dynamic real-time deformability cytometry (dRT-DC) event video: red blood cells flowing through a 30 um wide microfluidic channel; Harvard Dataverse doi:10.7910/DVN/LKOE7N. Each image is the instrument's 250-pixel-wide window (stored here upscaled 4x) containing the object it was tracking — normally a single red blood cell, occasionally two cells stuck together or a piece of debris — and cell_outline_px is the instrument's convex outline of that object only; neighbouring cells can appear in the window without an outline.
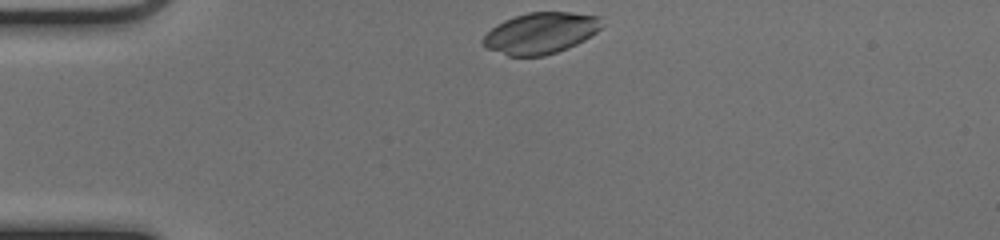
{"species": "common noctule bat (a hibernating species)", "species_latin": "Nyctalus noctula", "temperature_condition": "cold", "stored_images_in_passage": 35, "camera_frame_rate_fps": 3000, "um_per_image_px": 0.085, "animal": {"sex": "female", "body_mass_g": 17.0, "forearm_length_mm": 48.0}, "frame": {"image": 1, "passage_image": 1, "time_ms": 0.0, "image_size_px": [1000, 240], "cell_outline_px": [[604, 24], [596, 32], [584, 40], [568, 48], [544, 56], [508, 56], [488, 48], [480, 44], [480, 40], [496, 24], [504, 20], [528, 12], [568, 12], [604, 16]], "centroid_in_image_um": [45.98, 2.8], "position_along_channel_um": 39.0, "area_um2": 28.73}}
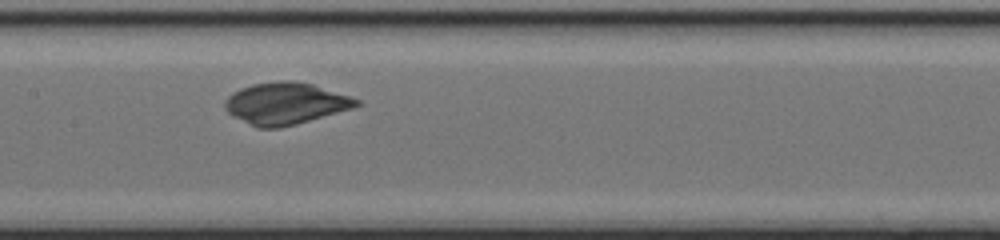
{"frame": {"image": 2, "passage_image": 15, "time_ms": 4.667, "image_size_px": [1000, 240], "cell_outline_px": [[360, 104], [352, 108], [296, 124], [280, 128], [256, 128], [232, 116], [224, 108], [224, 100], [232, 92], [240, 88], [252, 84], [280, 80], [292, 80], [312, 84], [360, 100]], "centroid_in_image_um": [24.2, 8.8], "position_along_channel_um": 183.2, "area_um2": 31.96}}
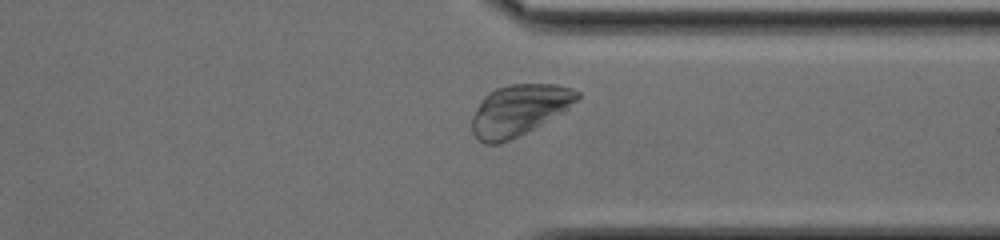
{"frame": {"image": 3, "passage_image": 29, "time_ms": 9.333, "image_size_px": [1000, 240], "cell_outline_px": [[580, 96], [564, 112], [500, 144], [484, 144], [472, 132], [472, 116], [480, 100], [488, 92], [496, 88], [508, 84], [556, 84], [572, 88], [580, 92]], "centroid_in_image_um": [44.1, 9.33], "position_along_channel_um": 367.3, "area_um2": 31.1}}